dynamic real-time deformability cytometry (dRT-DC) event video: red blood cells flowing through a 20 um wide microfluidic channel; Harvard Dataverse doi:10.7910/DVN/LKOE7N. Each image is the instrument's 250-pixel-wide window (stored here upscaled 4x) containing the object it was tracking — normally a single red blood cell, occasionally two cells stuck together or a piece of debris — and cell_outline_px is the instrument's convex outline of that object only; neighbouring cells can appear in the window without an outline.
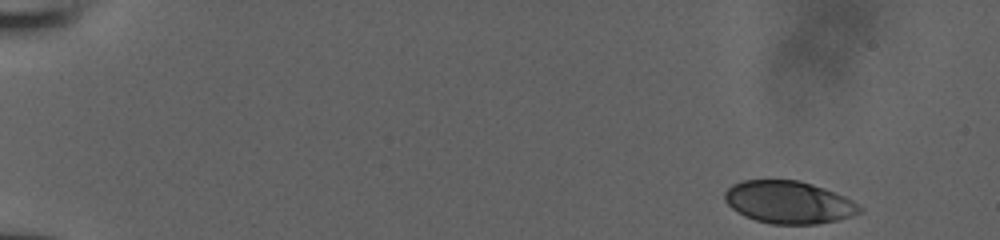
{"species": "human", "species_latin": "Homo sapiens", "temperature_condition": "room temperature", "stored_images_in_passage": 19, "camera_frame_rate_fps": 3000, "um_per_image_px": 0.085, "donor": {"sex": "male"}, "frame": {"image": 1, "passage_image": 1, "time_ms": 0.0, "image_size_px": [1000, 240], "cell_outline_px": [[864, 212], [852, 216], [836, 220], [816, 224], [772, 224], [756, 220], [744, 216], [732, 208], [724, 200], [724, 192], [732, 184], [744, 180], [800, 180], [824, 188], [844, 196], [852, 200], [864, 208]], "centroid_in_image_um": [67.06, 17.19], "position_along_channel_um": 17.9, "area_um2": 33.52}}
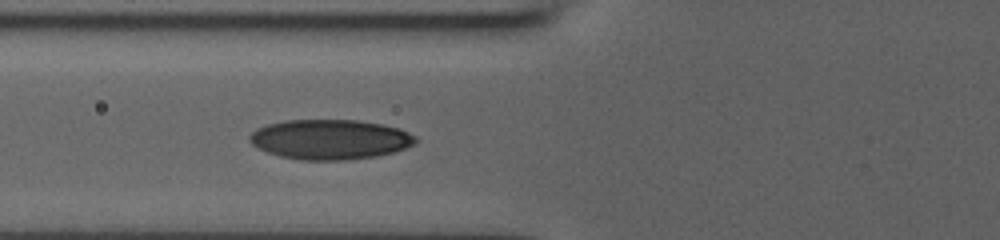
{"frame": {"image": 2, "passage_image": 14, "time_ms": 4.333, "image_size_px": [1000, 240], "cell_outline_px": [[420, 140], [416, 144], [396, 152], [376, 156], [348, 160], [300, 160], [280, 156], [268, 152], [252, 144], [248, 140], [248, 136], [256, 128], [268, 124], [284, 120], [356, 120], [380, 124], [400, 128], [416, 136]], "centroid_in_image_um": [28.09, 11.85], "position_along_channel_um": 97.7, "area_um2": 38.9}}
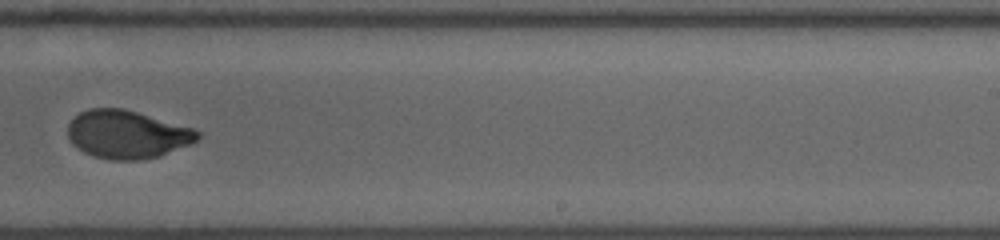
{"frame": {"image": 3, "passage_image": 19, "time_ms": 6.0, "image_size_px": [1000, 240], "cell_outline_px": [[200, 136], [196, 140], [188, 144], [160, 156], [136, 160], [108, 160], [92, 156], [84, 152], [72, 144], [68, 136], [68, 124], [80, 112], [88, 108], [124, 108], [192, 128], [200, 132]], "centroid_in_image_um": [10.76, 11.42], "position_along_channel_um": 278.2, "area_um2": 36.18}}